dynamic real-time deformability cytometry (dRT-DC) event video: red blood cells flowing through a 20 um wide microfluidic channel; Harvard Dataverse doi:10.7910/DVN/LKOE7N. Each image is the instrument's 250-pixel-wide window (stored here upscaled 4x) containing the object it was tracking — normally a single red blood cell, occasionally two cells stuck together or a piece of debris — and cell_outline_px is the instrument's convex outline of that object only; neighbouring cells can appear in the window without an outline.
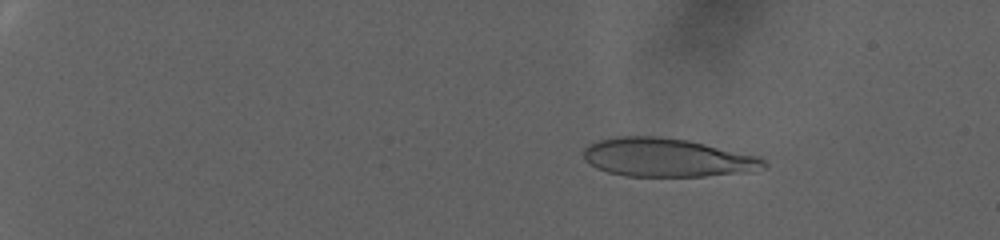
{"species": "human", "species_latin": "Homo sapiens", "temperature_condition": "warm", "stored_images_in_passage": 76, "camera_frame_rate_fps": 3000, "um_per_image_px": 0.085, "donor": {"sex": "female"}, "frame": {"image": 1, "passage_image": 14, "time_ms": 4.333, "image_size_px": [1000, 240], "cell_outline_px": [[768, 164], [764, 168], [748, 172], [704, 176], [624, 176], [608, 172], [596, 168], [588, 164], [584, 160], [584, 148], [588, 144], [600, 140], [616, 136], [660, 136], [688, 140], [760, 156]], "centroid_in_image_um": [56.69, 13.39], "position_along_channel_um": 28.3, "area_um2": 40.75}}
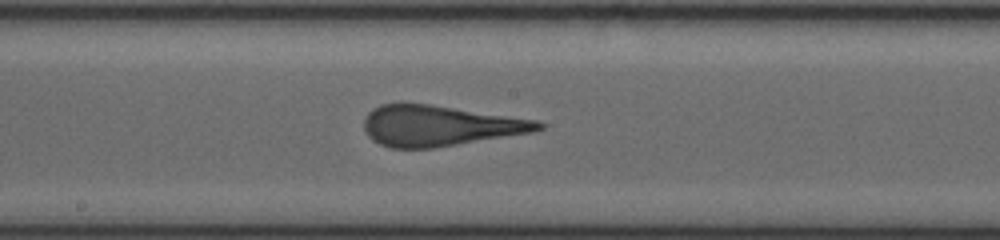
{"frame": {"image": 2, "passage_image": 47, "time_ms": 15.333, "image_size_px": [1000, 240], "cell_outline_px": [[544, 128], [532, 132], [432, 148], [392, 148], [380, 144], [372, 140], [368, 136], [364, 128], [364, 116], [372, 108], [380, 104], [400, 100], [428, 104], [536, 120], [544, 124]], "centroid_in_image_um": [37.26, 10.66], "position_along_channel_um": 210.9, "area_um2": 41.44}}
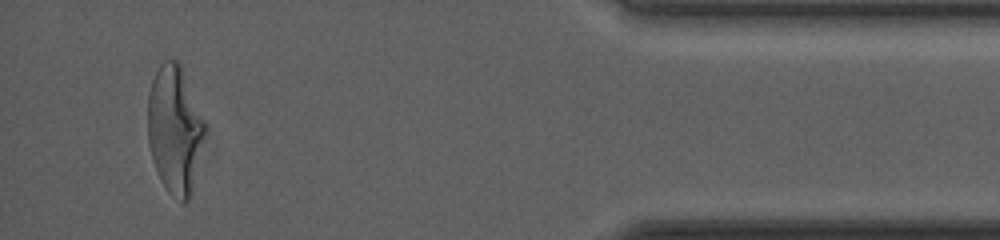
{"frame": {"image": 3, "passage_image": 73, "time_ms": 24.0, "image_size_px": [1000, 240], "cell_outline_px": [[208, 128], [192, 196], [184, 204], [180, 204], [168, 192], [160, 180], [156, 172], [152, 160], [148, 140], [148, 92], [152, 80], [160, 64], [164, 60], [180, 60], [208, 124]], "centroid_in_image_um": [14.92, 11.04], "position_along_channel_um": 420.3, "area_um2": 44.33}}